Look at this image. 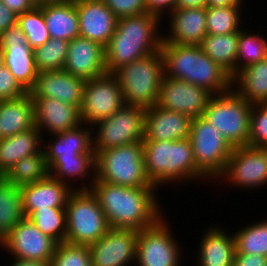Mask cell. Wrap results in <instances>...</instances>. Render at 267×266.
Wrapping results in <instances>:
<instances>
[{
	"label": "cell",
	"instance_id": "obj_1",
	"mask_svg": "<svg viewBox=\"0 0 267 266\" xmlns=\"http://www.w3.org/2000/svg\"><path fill=\"white\" fill-rule=\"evenodd\" d=\"M156 190V187H124L99 180H94L90 188L110 228L136 231L154 225L164 215Z\"/></svg>",
	"mask_w": 267,
	"mask_h": 266
},
{
	"label": "cell",
	"instance_id": "obj_2",
	"mask_svg": "<svg viewBox=\"0 0 267 266\" xmlns=\"http://www.w3.org/2000/svg\"><path fill=\"white\" fill-rule=\"evenodd\" d=\"M160 51L166 76L206 88L212 94L233 88L231 75L207 56L200 45L162 43Z\"/></svg>",
	"mask_w": 267,
	"mask_h": 266
},
{
	"label": "cell",
	"instance_id": "obj_3",
	"mask_svg": "<svg viewBox=\"0 0 267 266\" xmlns=\"http://www.w3.org/2000/svg\"><path fill=\"white\" fill-rule=\"evenodd\" d=\"M147 177L159 189L170 182L206 179L197 169L190 138L170 141H142ZM166 183V184H165Z\"/></svg>",
	"mask_w": 267,
	"mask_h": 266
},
{
	"label": "cell",
	"instance_id": "obj_4",
	"mask_svg": "<svg viewBox=\"0 0 267 266\" xmlns=\"http://www.w3.org/2000/svg\"><path fill=\"white\" fill-rule=\"evenodd\" d=\"M126 105L151 108L157 105L160 86L165 75L161 51L134 60L114 73Z\"/></svg>",
	"mask_w": 267,
	"mask_h": 266
},
{
	"label": "cell",
	"instance_id": "obj_5",
	"mask_svg": "<svg viewBox=\"0 0 267 266\" xmlns=\"http://www.w3.org/2000/svg\"><path fill=\"white\" fill-rule=\"evenodd\" d=\"M95 180L124 187H154L146 174L143 143L98 152L95 155Z\"/></svg>",
	"mask_w": 267,
	"mask_h": 266
},
{
	"label": "cell",
	"instance_id": "obj_6",
	"mask_svg": "<svg viewBox=\"0 0 267 266\" xmlns=\"http://www.w3.org/2000/svg\"><path fill=\"white\" fill-rule=\"evenodd\" d=\"M251 106L232 88L213 94L202 117L218 129L232 148L243 147L249 141Z\"/></svg>",
	"mask_w": 267,
	"mask_h": 266
},
{
	"label": "cell",
	"instance_id": "obj_7",
	"mask_svg": "<svg viewBox=\"0 0 267 266\" xmlns=\"http://www.w3.org/2000/svg\"><path fill=\"white\" fill-rule=\"evenodd\" d=\"M65 210V241L68 243L89 246L110 229L107 218L90 189L74 190L68 198Z\"/></svg>",
	"mask_w": 267,
	"mask_h": 266
},
{
	"label": "cell",
	"instance_id": "obj_8",
	"mask_svg": "<svg viewBox=\"0 0 267 266\" xmlns=\"http://www.w3.org/2000/svg\"><path fill=\"white\" fill-rule=\"evenodd\" d=\"M197 169L207 180L220 178L232 153L231 145L203 117L192 119L189 136Z\"/></svg>",
	"mask_w": 267,
	"mask_h": 266
},
{
	"label": "cell",
	"instance_id": "obj_9",
	"mask_svg": "<svg viewBox=\"0 0 267 266\" xmlns=\"http://www.w3.org/2000/svg\"><path fill=\"white\" fill-rule=\"evenodd\" d=\"M145 111V108L124 104L109 118L94 125L92 128L96 127L97 131L92 132L95 155L106 149L142 142L145 137Z\"/></svg>",
	"mask_w": 267,
	"mask_h": 266
},
{
	"label": "cell",
	"instance_id": "obj_10",
	"mask_svg": "<svg viewBox=\"0 0 267 266\" xmlns=\"http://www.w3.org/2000/svg\"><path fill=\"white\" fill-rule=\"evenodd\" d=\"M164 215L152 226L138 231L137 266H180V244L169 229ZM173 234V235H172ZM182 258V259H181Z\"/></svg>",
	"mask_w": 267,
	"mask_h": 266
},
{
	"label": "cell",
	"instance_id": "obj_11",
	"mask_svg": "<svg viewBox=\"0 0 267 266\" xmlns=\"http://www.w3.org/2000/svg\"><path fill=\"white\" fill-rule=\"evenodd\" d=\"M120 82L114 73L86 80L80 109L82 124L93 127L109 118L123 105Z\"/></svg>",
	"mask_w": 267,
	"mask_h": 266
},
{
	"label": "cell",
	"instance_id": "obj_12",
	"mask_svg": "<svg viewBox=\"0 0 267 266\" xmlns=\"http://www.w3.org/2000/svg\"><path fill=\"white\" fill-rule=\"evenodd\" d=\"M223 177V178H222ZM239 189H253L267 185V148L243 146L232 149L219 181Z\"/></svg>",
	"mask_w": 267,
	"mask_h": 266
},
{
	"label": "cell",
	"instance_id": "obj_13",
	"mask_svg": "<svg viewBox=\"0 0 267 266\" xmlns=\"http://www.w3.org/2000/svg\"><path fill=\"white\" fill-rule=\"evenodd\" d=\"M57 244L25 217L6 235L3 249L13 258L50 262Z\"/></svg>",
	"mask_w": 267,
	"mask_h": 266
},
{
	"label": "cell",
	"instance_id": "obj_14",
	"mask_svg": "<svg viewBox=\"0 0 267 266\" xmlns=\"http://www.w3.org/2000/svg\"><path fill=\"white\" fill-rule=\"evenodd\" d=\"M212 95L206 88L164 75L157 105L194 119L203 116Z\"/></svg>",
	"mask_w": 267,
	"mask_h": 266
},
{
	"label": "cell",
	"instance_id": "obj_15",
	"mask_svg": "<svg viewBox=\"0 0 267 266\" xmlns=\"http://www.w3.org/2000/svg\"><path fill=\"white\" fill-rule=\"evenodd\" d=\"M137 237L134 229L110 228L89 245L91 266H127L136 262Z\"/></svg>",
	"mask_w": 267,
	"mask_h": 266
},
{
	"label": "cell",
	"instance_id": "obj_16",
	"mask_svg": "<svg viewBox=\"0 0 267 266\" xmlns=\"http://www.w3.org/2000/svg\"><path fill=\"white\" fill-rule=\"evenodd\" d=\"M63 70L85 81L105 74L104 47L98 42L77 36L69 41Z\"/></svg>",
	"mask_w": 267,
	"mask_h": 266
},
{
	"label": "cell",
	"instance_id": "obj_17",
	"mask_svg": "<svg viewBox=\"0 0 267 266\" xmlns=\"http://www.w3.org/2000/svg\"><path fill=\"white\" fill-rule=\"evenodd\" d=\"M86 81L62 70L39 72L31 97H50L81 109Z\"/></svg>",
	"mask_w": 267,
	"mask_h": 266
},
{
	"label": "cell",
	"instance_id": "obj_18",
	"mask_svg": "<svg viewBox=\"0 0 267 266\" xmlns=\"http://www.w3.org/2000/svg\"><path fill=\"white\" fill-rule=\"evenodd\" d=\"M35 126L43 136V130L49 134H58L76 128L82 124L80 109L58 99L50 97H32Z\"/></svg>",
	"mask_w": 267,
	"mask_h": 266
},
{
	"label": "cell",
	"instance_id": "obj_19",
	"mask_svg": "<svg viewBox=\"0 0 267 266\" xmlns=\"http://www.w3.org/2000/svg\"><path fill=\"white\" fill-rule=\"evenodd\" d=\"M74 184L67 185L49 175L46 179L20 187L22 210L29 217L35 210L65 208Z\"/></svg>",
	"mask_w": 267,
	"mask_h": 266
},
{
	"label": "cell",
	"instance_id": "obj_20",
	"mask_svg": "<svg viewBox=\"0 0 267 266\" xmlns=\"http://www.w3.org/2000/svg\"><path fill=\"white\" fill-rule=\"evenodd\" d=\"M79 36L105 47L115 32L118 18L103 1H75Z\"/></svg>",
	"mask_w": 267,
	"mask_h": 266
},
{
	"label": "cell",
	"instance_id": "obj_21",
	"mask_svg": "<svg viewBox=\"0 0 267 266\" xmlns=\"http://www.w3.org/2000/svg\"><path fill=\"white\" fill-rule=\"evenodd\" d=\"M192 119L186 114L164 109L158 105L145 111V137L143 141H170L190 136Z\"/></svg>",
	"mask_w": 267,
	"mask_h": 266
},
{
	"label": "cell",
	"instance_id": "obj_22",
	"mask_svg": "<svg viewBox=\"0 0 267 266\" xmlns=\"http://www.w3.org/2000/svg\"><path fill=\"white\" fill-rule=\"evenodd\" d=\"M168 17L170 33L163 36L162 43L200 45L207 35L206 7L175 8Z\"/></svg>",
	"mask_w": 267,
	"mask_h": 266
},
{
	"label": "cell",
	"instance_id": "obj_23",
	"mask_svg": "<svg viewBox=\"0 0 267 266\" xmlns=\"http://www.w3.org/2000/svg\"><path fill=\"white\" fill-rule=\"evenodd\" d=\"M84 125V126H82ZM92 127H85L80 124L76 128L52 134L53 141L50 139L49 144L42 143L50 168L57 160L74 159L78 154H95L93 151V131Z\"/></svg>",
	"mask_w": 267,
	"mask_h": 266
},
{
	"label": "cell",
	"instance_id": "obj_24",
	"mask_svg": "<svg viewBox=\"0 0 267 266\" xmlns=\"http://www.w3.org/2000/svg\"><path fill=\"white\" fill-rule=\"evenodd\" d=\"M199 243L198 266H233L235 257L234 234L211 225Z\"/></svg>",
	"mask_w": 267,
	"mask_h": 266
},
{
	"label": "cell",
	"instance_id": "obj_25",
	"mask_svg": "<svg viewBox=\"0 0 267 266\" xmlns=\"http://www.w3.org/2000/svg\"><path fill=\"white\" fill-rule=\"evenodd\" d=\"M163 40H131L111 37L104 47L106 72L115 73L128 63L160 51Z\"/></svg>",
	"mask_w": 267,
	"mask_h": 266
},
{
	"label": "cell",
	"instance_id": "obj_26",
	"mask_svg": "<svg viewBox=\"0 0 267 266\" xmlns=\"http://www.w3.org/2000/svg\"><path fill=\"white\" fill-rule=\"evenodd\" d=\"M35 127L34 105L28 92L16 99L0 100V139Z\"/></svg>",
	"mask_w": 267,
	"mask_h": 266
},
{
	"label": "cell",
	"instance_id": "obj_27",
	"mask_svg": "<svg viewBox=\"0 0 267 266\" xmlns=\"http://www.w3.org/2000/svg\"><path fill=\"white\" fill-rule=\"evenodd\" d=\"M42 138L36 126L25 132L1 138L0 176H3L20 159L39 153L43 148Z\"/></svg>",
	"mask_w": 267,
	"mask_h": 266
},
{
	"label": "cell",
	"instance_id": "obj_28",
	"mask_svg": "<svg viewBox=\"0 0 267 266\" xmlns=\"http://www.w3.org/2000/svg\"><path fill=\"white\" fill-rule=\"evenodd\" d=\"M50 38L71 41L79 36V16L75 1L39 5Z\"/></svg>",
	"mask_w": 267,
	"mask_h": 266
},
{
	"label": "cell",
	"instance_id": "obj_29",
	"mask_svg": "<svg viewBox=\"0 0 267 266\" xmlns=\"http://www.w3.org/2000/svg\"><path fill=\"white\" fill-rule=\"evenodd\" d=\"M3 65L27 92L34 87L39 72L35 66L33 49L28 42L10 43L4 49Z\"/></svg>",
	"mask_w": 267,
	"mask_h": 266
},
{
	"label": "cell",
	"instance_id": "obj_30",
	"mask_svg": "<svg viewBox=\"0 0 267 266\" xmlns=\"http://www.w3.org/2000/svg\"><path fill=\"white\" fill-rule=\"evenodd\" d=\"M232 85L248 103H267V59L240 70L232 78Z\"/></svg>",
	"mask_w": 267,
	"mask_h": 266
},
{
	"label": "cell",
	"instance_id": "obj_31",
	"mask_svg": "<svg viewBox=\"0 0 267 266\" xmlns=\"http://www.w3.org/2000/svg\"><path fill=\"white\" fill-rule=\"evenodd\" d=\"M238 42L239 32L222 35L207 34L200 46L207 56L226 70L233 78L236 75Z\"/></svg>",
	"mask_w": 267,
	"mask_h": 266
},
{
	"label": "cell",
	"instance_id": "obj_32",
	"mask_svg": "<svg viewBox=\"0 0 267 266\" xmlns=\"http://www.w3.org/2000/svg\"><path fill=\"white\" fill-rule=\"evenodd\" d=\"M49 172L52 177L67 185H70V180L74 179L75 181L79 178L84 180L86 176L87 179L91 177L89 185L85 182L81 187L76 186L75 188V190H88L95 180V154H78L74 159L57 160L49 168Z\"/></svg>",
	"mask_w": 267,
	"mask_h": 266
},
{
	"label": "cell",
	"instance_id": "obj_33",
	"mask_svg": "<svg viewBox=\"0 0 267 266\" xmlns=\"http://www.w3.org/2000/svg\"><path fill=\"white\" fill-rule=\"evenodd\" d=\"M160 20L149 13L119 18L112 37L131 40H163L158 26Z\"/></svg>",
	"mask_w": 267,
	"mask_h": 266
},
{
	"label": "cell",
	"instance_id": "obj_34",
	"mask_svg": "<svg viewBox=\"0 0 267 266\" xmlns=\"http://www.w3.org/2000/svg\"><path fill=\"white\" fill-rule=\"evenodd\" d=\"M50 175L44 150L20 159L3 177L17 187L36 183Z\"/></svg>",
	"mask_w": 267,
	"mask_h": 266
},
{
	"label": "cell",
	"instance_id": "obj_35",
	"mask_svg": "<svg viewBox=\"0 0 267 266\" xmlns=\"http://www.w3.org/2000/svg\"><path fill=\"white\" fill-rule=\"evenodd\" d=\"M24 218L20 187L0 176V231L6 236Z\"/></svg>",
	"mask_w": 267,
	"mask_h": 266
},
{
	"label": "cell",
	"instance_id": "obj_36",
	"mask_svg": "<svg viewBox=\"0 0 267 266\" xmlns=\"http://www.w3.org/2000/svg\"><path fill=\"white\" fill-rule=\"evenodd\" d=\"M267 219V218H266ZM247 224L234 233L235 253L267 257V220Z\"/></svg>",
	"mask_w": 267,
	"mask_h": 266
},
{
	"label": "cell",
	"instance_id": "obj_37",
	"mask_svg": "<svg viewBox=\"0 0 267 266\" xmlns=\"http://www.w3.org/2000/svg\"><path fill=\"white\" fill-rule=\"evenodd\" d=\"M241 6L206 7L207 34L222 35L239 32L242 29Z\"/></svg>",
	"mask_w": 267,
	"mask_h": 266
},
{
	"label": "cell",
	"instance_id": "obj_38",
	"mask_svg": "<svg viewBox=\"0 0 267 266\" xmlns=\"http://www.w3.org/2000/svg\"><path fill=\"white\" fill-rule=\"evenodd\" d=\"M265 59H267V38L258 33H248L242 28L239 31L236 74L243 68Z\"/></svg>",
	"mask_w": 267,
	"mask_h": 266
},
{
	"label": "cell",
	"instance_id": "obj_39",
	"mask_svg": "<svg viewBox=\"0 0 267 266\" xmlns=\"http://www.w3.org/2000/svg\"><path fill=\"white\" fill-rule=\"evenodd\" d=\"M43 233L57 243L65 242L67 221L65 208H49L35 210L28 217Z\"/></svg>",
	"mask_w": 267,
	"mask_h": 266
},
{
	"label": "cell",
	"instance_id": "obj_40",
	"mask_svg": "<svg viewBox=\"0 0 267 266\" xmlns=\"http://www.w3.org/2000/svg\"><path fill=\"white\" fill-rule=\"evenodd\" d=\"M69 41L50 38L41 47L33 50L38 72L62 70L65 65Z\"/></svg>",
	"mask_w": 267,
	"mask_h": 266
},
{
	"label": "cell",
	"instance_id": "obj_41",
	"mask_svg": "<svg viewBox=\"0 0 267 266\" xmlns=\"http://www.w3.org/2000/svg\"><path fill=\"white\" fill-rule=\"evenodd\" d=\"M17 24L24 32L27 42L33 50L50 40L43 11L39 5H35L31 10L18 15Z\"/></svg>",
	"mask_w": 267,
	"mask_h": 266
},
{
	"label": "cell",
	"instance_id": "obj_42",
	"mask_svg": "<svg viewBox=\"0 0 267 266\" xmlns=\"http://www.w3.org/2000/svg\"><path fill=\"white\" fill-rule=\"evenodd\" d=\"M50 266H91L88 245L58 243Z\"/></svg>",
	"mask_w": 267,
	"mask_h": 266
},
{
	"label": "cell",
	"instance_id": "obj_43",
	"mask_svg": "<svg viewBox=\"0 0 267 266\" xmlns=\"http://www.w3.org/2000/svg\"><path fill=\"white\" fill-rule=\"evenodd\" d=\"M248 146L267 148V103L251 106Z\"/></svg>",
	"mask_w": 267,
	"mask_h": 266
},
{
	"label": "cell",
	"instance_id": "obj_44",
	"mask_svg": "<svg viewBox=\"0 0 267 266\" xmlns=\"http://www.w3.org/2000/svg\"><path fill=\"white\" fill-rule=\"evenodd\" d=\"M107 7L119 18L145 14V0H103Z\"/></svg>",
	"mask_w": 267,
	"mask_h": 266
},
{
	"label": "cell",
	"instance_id": "obj_45",
	"mask_svg": "<svg viewBox=\"0 0 267 266\" xmlns=\"http://www.w3.org/2000/svg\"><path fill=\"white\" fill-rule=\"evenodd\" d=\"M28 92L4 65L0 67V100L16 99Z\"/></svg>",
	"mask_w": 267,
	"mask_h": 266
},
{
	"label": "cell",
	"instance_id": "obj_46",
	"mask_svg": "<svg viewBox=\"0 0 267 266\" xmlns=\"http://www.w3.org/2000/svg\"><path fill=\"white\" fill-rule=\"evenodd\" d=\"M176 1L177 0H145L146 12L161 19L164 17L162 15L165 14L164 12H168L169 15L173 12Z\"/></svg>",
	"mask_w": 267,
	"mask_h": 266
},
{
	"label": "cell",
	"instance_id": "obj_47",
	"mask_svg": "<svg viewBox=\"0 0 267 266\" xmlns=\"http://www.w3.org/2000/svg\"><path fill=\"white\" fill-rule=\"evenodd\" d=\"M16 42H27V38L18 24L9 27L6 31L0 34V46L3 48V50L10 43Z\"/></svg>",
	"mask_w": 267,
	"mask_h": 266
},
{
	"label": "cell",
	"instance_id": "obj_48",
	"mask_svg": "<svg viewBox=\"0 0 267 266\" xmlns=\"http://www.w3.org/2000/svg\"><path fill=\"white\" fill-rule=\"evenodd\" d=\"M267 257L257 254L235 253L233 266H266Z\"/></svg>",
	"mask_w": 267,
	"mask_h": 266
},
{
	"label": "cell",
	"instance_id": "obj_49",
	"mask_svg": "<svg viewBox=\"0 0 267 266\" xmlns=\"http://www.w3.org/2000/svg\"><path fill=\"white\" fill-rule=\"evenodd\" d=\"M18 15L0 1V34L17 24Z\"/></svg>",
	"mask_w": 267,
	"mask_h": 266
},
{
	"label": "cell",
	"instance_id": "obj_50",
	"mask_svg": "<svg viewBox=\"0 0 267 266\" xmlns=\"http://www.w3.org/2000/svg\"><path fill=\"white\" fill-rule=\"evenodd\" d=\"M10 10L16 15H20L24 12L31 10L36 3L33 0H1Z\"/></svg>",
	"mask_w": 267,
	"mask_h": 266
},
{
	"label": "cell",
	"instance_id": "obj_51",
	"mask_svg": "<svg viewBox=\"0 0 267 266\" xmlns=\"http://www.w3.org/2000/svg\"><path fill=\"white\" fill-rule=\"evenodd\" d=\"M208 0H177L175 4L176 9H185L193 7H207Z\"/></svg>",
	"mask_w": 267,
	"mask_h": 266
},
{
	"label": "cell",
	"instance_id": "obj_52",
	"mask_svg": "<svg viewBox=\"0 0 267 266\" xmlns=\"http://www.w3.org/2000/svg\"><path fill=\"white\" fill-rule=\"evenodd\" d=\"M10 266H50V262L14 258Z\"/></svg>",
	"mask_w": 267,
	"mask_h": 266
},
{
	"label": "cell",
	"instance_id": "obj_53",
	"mask_svg": "<svg viewBox=\"0 0 267 266\" xmlns=\"http://www.w3.org/2000/svg\"><path fill=\"white\" fill-rule=\"evenodd\" d=\"M245 0H208L207 7H225L234 5H243Z\"/></svg>",
	"mask_w": 267,
	"mask_h": 266
},
{
	"label": "cell",
	"instance_id": "obj_54",
	"mask_svg": "<svg viewBox=\"0 0 267 266\" xmlns=\"http://www.w3.org/2000/svg\"><path fill=\"white\" fill-rule=\"evenodd\" d=\"M74 0H40V5L48 4V3H63V2H71Z\"/></svg>",
	"mask_w": 267,
	"mask_h": 266
},
{
	"label": "cell",
	"instance_id": "obj_55",
	"mask_svg": "<svg viewBox=\"0 0 267 266\" xmlns=\"http://www.w3.org/2000/svg\"><path fill=\"white\" fill-rule=\"evenodd\" d=\"M5 238L6 236L0 231V248L1 249L4 248Z\"/></svg>",
	"mask_w": 267,
	"mask_h": 266
},
{
	"label": "cell",
	"instance_id": "obj_56",
	"mask_svg": "<svg viewBox=\"0 0 267 266\" xmlns=\"http://www.w3.org/2000/svg\"><path fill=\"white\" fill-rule=\"evenodd\" d=\"M3 57H4V50L0 46V67L3 66Z\"/></svg>",
	"mask_w": 267,
	"mask_h": 266
},
{
	"label": "cell",
	"instance_id": "obj_57",
	"mask_svg": "<svg viewBox=\"0 0 267 266\" xmlns=\"http://www.w3.org/2000/svg\"><path fill=\"white\" fill-rule=\"evenodd\" d=\"M74 1H103V0H74Z\"/></svg>",
	"mask_w": 267,
	"mask_h": 266
},
{
	"label": "cell",
	"instance_id": "obj_58",
	"mask_svg": "<svg viewBox=\"0 0 267 266\" xmlns=\"http://www.w3.org/2000/svg\"><path fill=\"white\" fill-rule=\"evenodd\" d=\"M35 3H36V5H40V0H33Z\"/></svg>",
	"mask_w": 267,
	"mask_h": 266
}]
</instances>
